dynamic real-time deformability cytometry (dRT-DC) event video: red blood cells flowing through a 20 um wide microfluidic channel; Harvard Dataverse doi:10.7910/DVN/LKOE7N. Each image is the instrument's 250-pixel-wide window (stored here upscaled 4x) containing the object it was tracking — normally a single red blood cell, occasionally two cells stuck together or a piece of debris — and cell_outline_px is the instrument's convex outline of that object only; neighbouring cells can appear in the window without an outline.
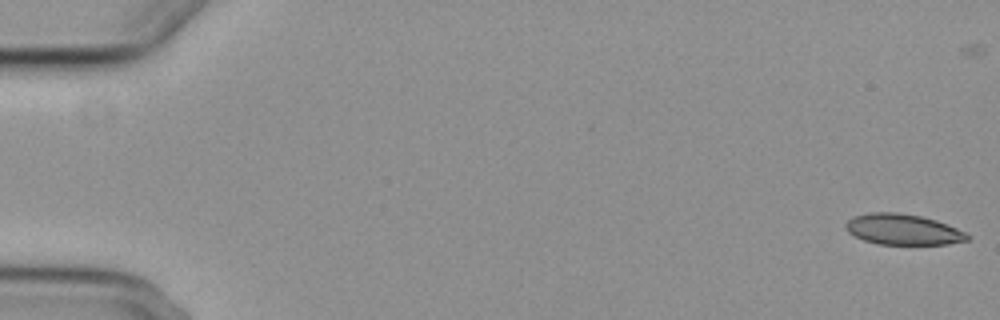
{"species": "common noctule bat (a hibernating species)", "species_latin": "Nyctalus noctula", "temperature_condition": "cold", "stored_images_in_passage": 56, "camera_frame_rate_fps": 3000, "um_per_image_px": 0.085, "animal": {"sex": "female", "body_mass_g": 29.2, "forearm_length_mm": 56.3}, "frame": {"image": 1, "passage_image": 1, "time_ms": 0.0, "image_size_px": [1000, 320], "cell_outline_px": [[972, 236], [968, 240], [948, 244], [876, 244], [864, 240], [848, 232], [844, 228], [844, 224], [852, 216], [868, 212], [896, 212], [920, 216], [936, 220], [948, 224]], "centroid_in_image_um": [76.73, 19.5], "position_along_channel_um": 8.3, "area_um2": 21.91}}
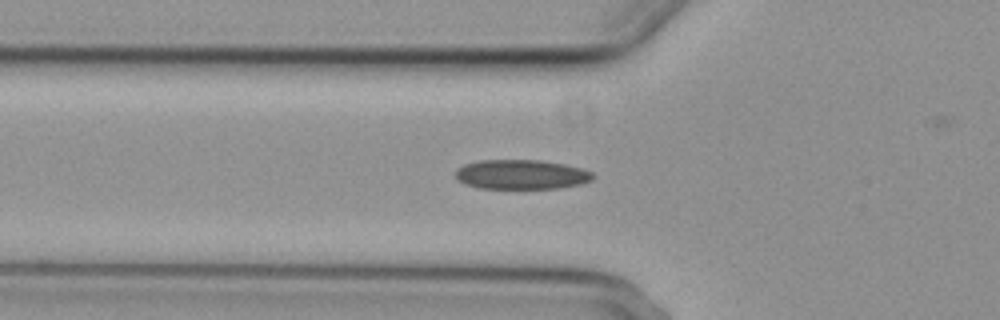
{"frame": {"image": 2, "passage_image": 20, "time_ms": 6.333, "image_size_px": [1000, 320], "cell_outline_px": [[596, 176], [592, 180], [580, 184], [560, 188], [480, 188], [464, 184], [456, 180], [456, 168], [464, 164], [480, 160], [540, 160], [564, 164], [580, 168], [592, 172]], "centroid_in_image_um": [44.3, 14.83], "position_along_channel_um": 81.5, "area_um2": 23.76}}
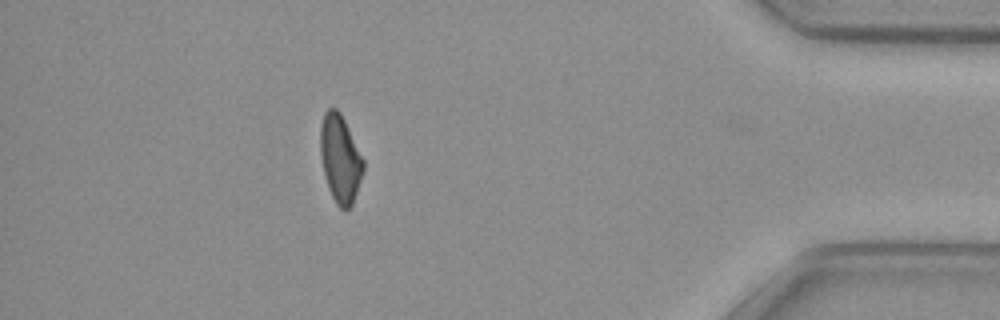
{"frame": {"image": 3, "passage_image": 50, "time_ms": 16.333, "image_size_px": [1000, 320], "cell_outline_px": [[364, 168], [352, 204], [344, 212], [336, 204], [328, 188], [324, 176], [320, 156], [320, 128], [324, 112], [328, 108], [336, 108], [340, 112], [364, 160]], "centroid_in_image_um": [28.89, 13.5], "position_along_channel_um": 406.3, "area_um2": 21.91}, "authors_computed_cell_mechanics": {"area_um2": 23.0044, "velocity_mm_per_s": 3.7132, "shape_relaxation_time_tau1_ms": 8.6757, "shape_relaxation_time_tau2_ms": 4.7832, "deformation_change_tau1": 0.1676, "deformation_change_tau2": 0.1139}}